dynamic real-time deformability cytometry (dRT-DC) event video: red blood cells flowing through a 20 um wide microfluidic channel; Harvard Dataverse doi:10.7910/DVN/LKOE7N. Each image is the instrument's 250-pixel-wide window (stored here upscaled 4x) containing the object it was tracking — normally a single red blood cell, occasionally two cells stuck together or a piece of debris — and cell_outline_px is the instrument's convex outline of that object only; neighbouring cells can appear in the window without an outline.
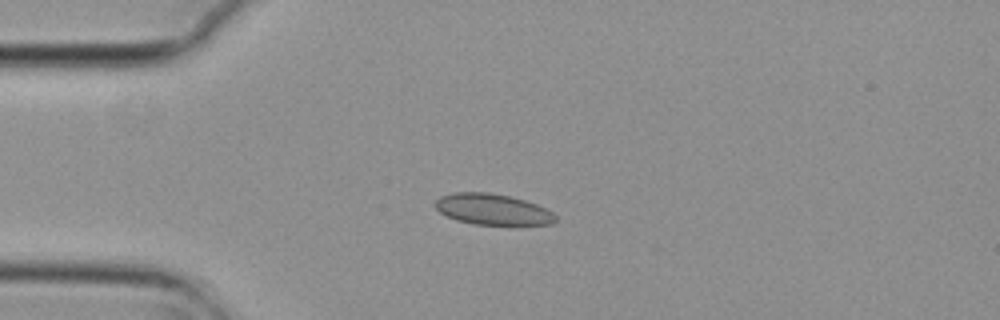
{"species": "common noctule bat (a hibernating species)", "species_latin": "Nyctalus noctula", "temperature_condition": "cold", "stored_images_in_passage": 4, "camera_frame_rate_fps": 3000, "um_per_image_px": 0.085, "animal": {"sex": "female", "body_mass_g": 29.2, "forearm_length_mm": 56.3}, "frame": {"image": 1, "passage_image": 2, "time_ms": 0.333, "image_size_px": [1000, 320], "cell_outline_px": [[556, 220], [552, 224], [472, 224], [456, 220], [440, 212], [436, 208], [436, 200], [440, 196], [452, 192], [488, 192], [512, 196], [536, 204], [552, 212], [556, 216]], "centroid_in_image_um": [41.85, 17.78], "position_along_channel_um": 43.1, "area_um2": 21.56}}